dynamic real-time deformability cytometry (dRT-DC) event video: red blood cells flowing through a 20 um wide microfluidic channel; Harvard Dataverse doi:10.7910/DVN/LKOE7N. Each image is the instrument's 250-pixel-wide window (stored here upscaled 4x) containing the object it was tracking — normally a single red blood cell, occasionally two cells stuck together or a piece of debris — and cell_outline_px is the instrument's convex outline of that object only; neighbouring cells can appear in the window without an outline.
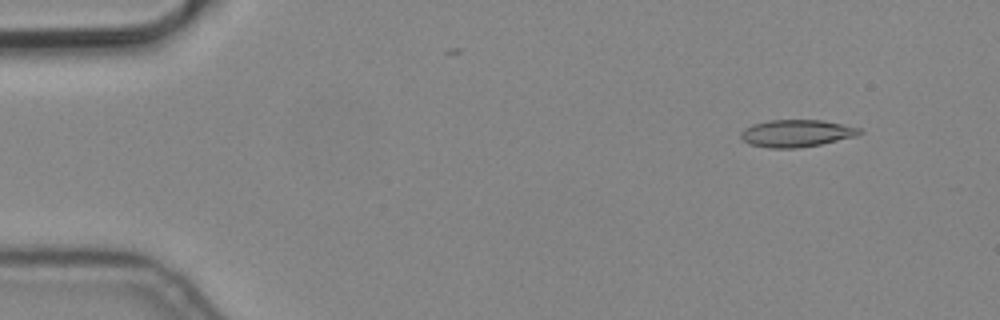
{"species": "common noctule bat (a hibernating species)", "species_latin": "Nyctalus noctula", "temperature_condition": "cold", "stored_images_in_passage": 4, "camera_frame_rate_fps": 3000, "um_per_image_px": 0.085, "animal": {"sex": "male", "body_mass_g": 19.2, "forearm_length_mm": 51.8}, "frame": {"image": 1, "passage_image": 2, "time_ms": 0.333, "image_size_px": [1000, 320], "cell_outline_px": [[864, 132], [856, 136], [820, 144], [796, 148], [768, 148], [748, 144], [740, 136], [740, 132], [744, 128], [752, 124], [768, 120], [820, 120], [860, 128]], "centroid_in_image_um": [67.66, 11.33], "position_along_channel_um": 17.3, "area_um2": 18.79}}